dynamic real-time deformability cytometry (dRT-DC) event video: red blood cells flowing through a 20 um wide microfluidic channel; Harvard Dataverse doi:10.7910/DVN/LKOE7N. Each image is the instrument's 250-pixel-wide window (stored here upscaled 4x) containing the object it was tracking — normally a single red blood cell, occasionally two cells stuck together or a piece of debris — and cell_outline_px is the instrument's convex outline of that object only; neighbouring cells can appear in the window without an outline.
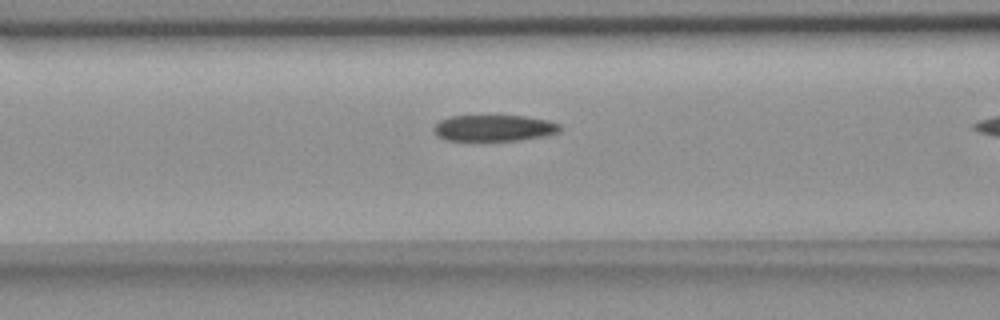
{"species": "common noctule bat (a hibernating species)", "species_latin": "Nyctalus noctula", "temperature_condition": "room temperature", "stored_images_in_passage": 22, "camera_frame_rate_fps": 3000, "um_per_image_px": 0.085, "animal": {"sex": "female", "body_mass_g": 18.4}, "frame": {"image": 1, "passage_image": 17, "time_ms": 5.333, "image_size_px": [1000, 320], "cell_outline_px": [[560, 132], [544, 136], [516, 140], [448, 140], [436, 136], [432, 128], [440, 120], [452, 116], [528, 116], [548, 120], [560, 124]], "centroid_in_image_um": [41.99, 10.88], "position_along_channel_um": 124.6, "area_um2": 19.25}}
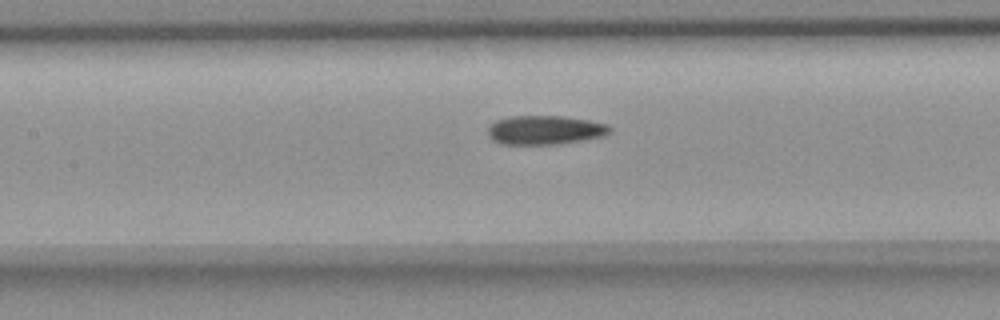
{"frame": {"image": 2, "passage_image": 20, "time_ms": 6.333, "image_size_px": [1000, 320], "cell_outline_px": [[612, 132], [604, 136], [584, 140], [556, 144], [500, 144], [492, 140], [488, 136], [488, 128], [496, 120], [508, 116], [564, 116], [588, 120], [608, 124], [612, 128]], "centroid_in_image_um": [46.34, 11.05], "position_along_channel_um": 161.1, "area_um2": 20.81}}